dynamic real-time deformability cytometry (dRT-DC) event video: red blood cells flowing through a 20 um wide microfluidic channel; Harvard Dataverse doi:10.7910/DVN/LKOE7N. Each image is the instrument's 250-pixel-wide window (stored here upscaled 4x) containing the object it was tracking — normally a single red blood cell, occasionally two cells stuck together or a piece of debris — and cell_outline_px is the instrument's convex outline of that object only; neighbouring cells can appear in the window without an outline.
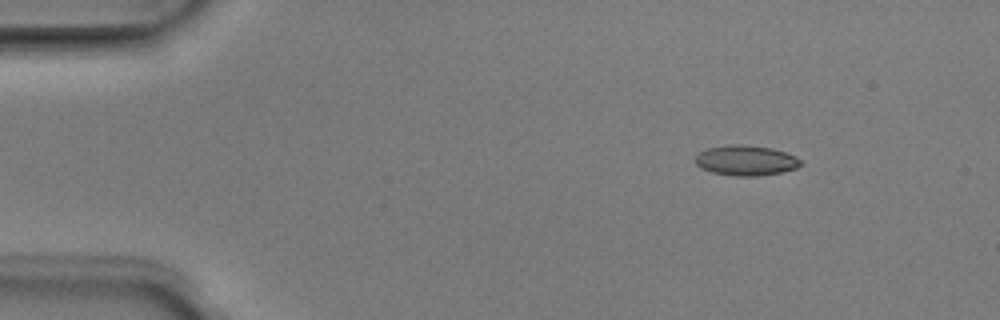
{"species": "Egyptian fruit bat (a non-hibernating species)", "species_latin": "Rousettus aegyptiacus", "temperature_condition": "room temperature", "stored_images_in_passage": 2, "camera_frame_rate_fps": 3000, "um_per_image_px": 0.085, "animal": {"sex": "male"}, "frame": {"image": 1, "passage_image": 1, "time_ms": 0.0, "image_size_px": [1000, 320], "cell_outline_px": [[804, 164], [796, 168], [780, 172], [756, 176], [736, 176], [712, 172], [700, 168], [696, 164], [696, 156], [700, 152], [708, 148], [732, 144], [736, 144], [772, 148], [796, 156]], "centroid_in_image_um": [63.41, 13.64], "position_along_channel_um": 21.6, "area_um2": 18.38}}